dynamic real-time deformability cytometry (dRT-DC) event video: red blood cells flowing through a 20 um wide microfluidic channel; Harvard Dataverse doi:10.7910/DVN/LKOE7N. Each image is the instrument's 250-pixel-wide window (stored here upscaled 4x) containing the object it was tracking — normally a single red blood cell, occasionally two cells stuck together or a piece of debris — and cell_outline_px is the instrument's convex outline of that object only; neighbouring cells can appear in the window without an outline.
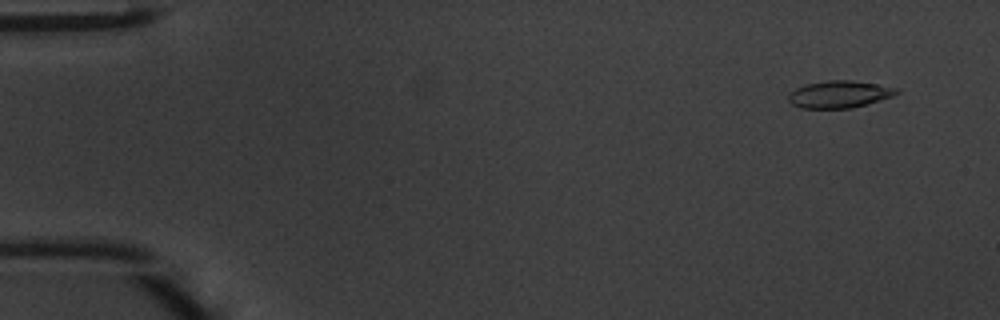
{"species": "common noctule bat (a hibernating species)", "species_latin": "Nyctalus noctula", "temperature_condition": "warm", "stored_images_in_passage": 13, "camera_frame_rate_fps": 3000, "um_per_image_px": 0.085, "animal": {"sex": "male", "body_mass_g": 20.1, "forearm_length_mm": 53.5}, "frame": {"image": 1, "passage_image": 4, "time_ms": 1.0, "image_size_px": [1000, 320], "cell_outline_px": [[900, 92], [892, 96], [880, 100], [852, 108], [800, 108], [792, 104], [788, 100], [788, 92], [804, 84], [828, 80], [852, 80], [900, 88]], "centroid_in_image_um": [71.32, 8.01], "position_along_channel_um": 13.7, "area_um2": 17.22}}